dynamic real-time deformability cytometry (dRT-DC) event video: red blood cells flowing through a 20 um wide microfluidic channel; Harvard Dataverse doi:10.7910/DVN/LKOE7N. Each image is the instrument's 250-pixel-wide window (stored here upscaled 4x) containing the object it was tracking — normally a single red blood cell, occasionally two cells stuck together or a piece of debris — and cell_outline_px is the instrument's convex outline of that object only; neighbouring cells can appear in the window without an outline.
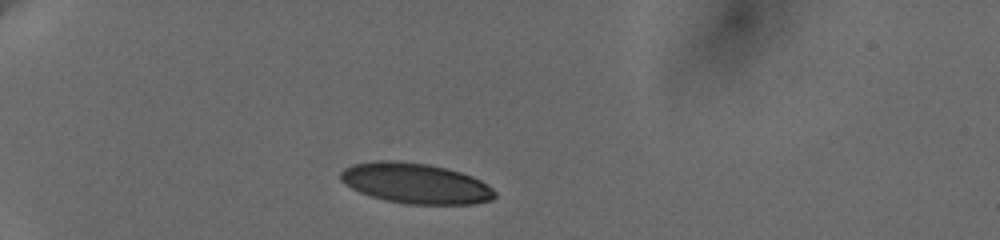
{"species": "human", "species_latin": "Homo sapiens", "temperature_condition": "cold", "stored_images_in_passage": 36, "camera_frame_rate_fps": 3000, "um_per_image_px": 0.085, "donor": {"sex": "female"}, "frame": {"image": 1, "passage_image": 1, "time_ms": 0.0, "image_size_px": [1000, 240], "cell_outline_px": [[496, 196], [492, 200], [472, 204], [408, 204], [384, 200], [360, 192], [344, 184], [340, 180], [340, 172], [344, 168], [352, 164], [376, 160], [396, 160], [428, 164], [448, 168], [472, 176], [488, 184], [496, 192]], "centroid_in_image_um": [35.32, 15.57], "position_along_channel_um": 49.7, "area_um2": 36.59}}
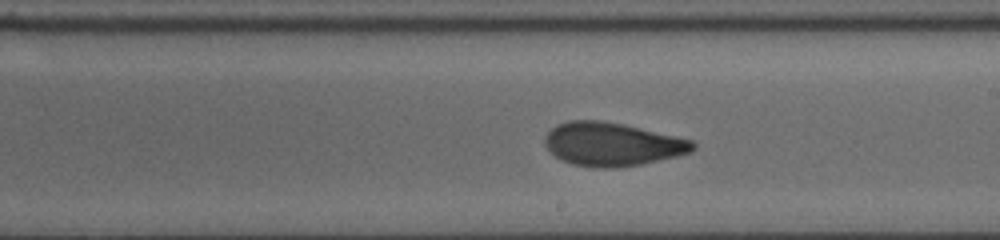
{"frame": {"image": 2, "passage_image": 20, "time_ms": 6.333, "image_size_px": [1000, 240], "cell_outline_px": [[696, 148], [692, 152], [676, 156], [640, 164], [616, 168], [596, 168], [572, 164], [560, 160], [544, 144], [544, 136], [556, 124], [568, 120], [600, 120], [620, 124], [676, 136], [692, 140], [696, 144]], "centroid_in_image_um": [52.01, 12.26], "position_along_channel_um": 237.0, "area_um2": 37.34}}
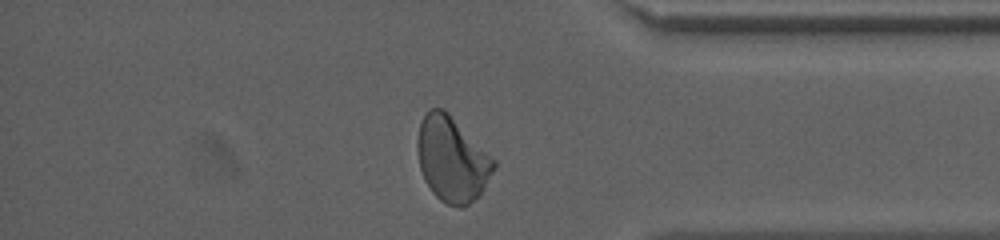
{"frame": {"image": 3, "passage_image": 34, "time_ms": 11.0, "image_size_px": [1000, 240], "cell_outline_px": [[496, 168], [480, 196], [464, 208], [460, 208], [448, 204], [440, 200], [432, 192], [424, 180], [420, 168], [416, 148], [416, 144], [420, 124], [428, 108], [444, 108], [496, 160]], "centroid_in_image_um": [38.43, 13.55], "position_along_channel_um": 396.8, "area_um2": 38.21}, "authors_computed_cell_mechanics": {"area_um2": 37.3966, "velocity_mm_per_s": 3.6323, "shape_relaxation_time_tau1_ms": 5.7788, "shape_relaxation_time_tau2_ms": 1.5214, "deformation_change_tau1": 0.1773, "deformation_change_tau2": 0.0736}}